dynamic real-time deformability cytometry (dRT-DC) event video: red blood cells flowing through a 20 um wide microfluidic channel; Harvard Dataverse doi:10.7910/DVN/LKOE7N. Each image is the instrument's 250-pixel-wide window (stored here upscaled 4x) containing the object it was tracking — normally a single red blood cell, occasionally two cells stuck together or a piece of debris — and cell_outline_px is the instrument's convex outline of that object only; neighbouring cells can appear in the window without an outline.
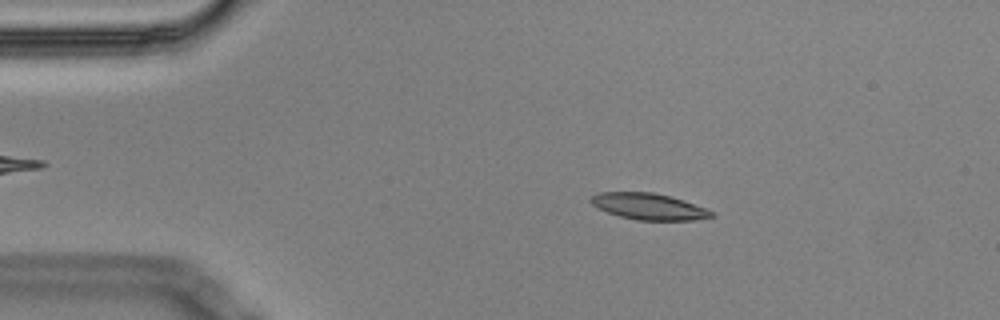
{"species": "Egyptian fruit bat (a non-hibernating species)", "species_latin": "Rousettus aegyptiacus", "temperature_condition": "cold", "stored_images_in_passage": 8, "camera_frame_rate_fps": 3000, "um_per_image_px": 0.085, "animal": {"sex": "male"}, "frame": {"image": 1, "passage_image": 2, "time_ms": 0.333, "image_size_px": [1000, 320], "cell_outline_px": [[712, 216], [692, 220], [636, 220], [620, 216], [608, 212], [592, 204], [588, 200], [592, 196], [600, 192], [652, 192], [684, 200], [704, 208], [712, 212]], "centroid_in_image_um": [55.1, 17.54], "position_along_channel_um": 29.9, "area_um2": 18.15}}
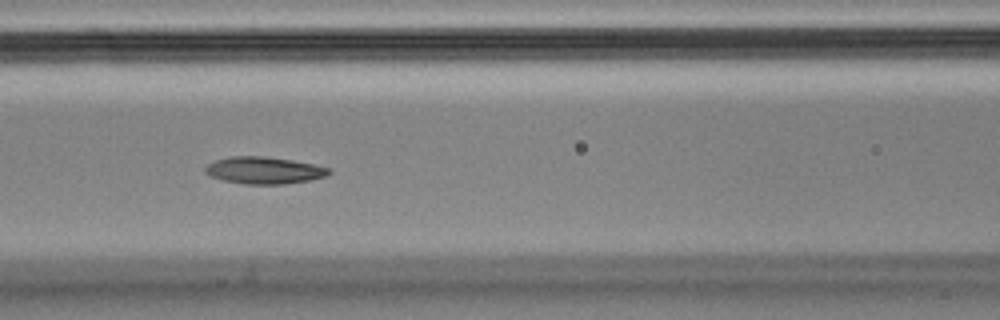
{"frame": {"image": 2, "passage_image": 6, "time_ms": 1.667, "image_size_px": [1000, 320], "cell_outline_px": [[332, 172], [328, 176], [312, 180], [284, 184], [244, 184], [224, 180], [212, 176], [204, 172], [204, 168], [208, 164], [216, 160], [228, 156], [264, 156], [292, 160], [312, 164], [328, 168]], "centroid_in_image_um": [22.46, 14.48], "position_along_channel_um": 144.1, "area_um2": 19.48}}
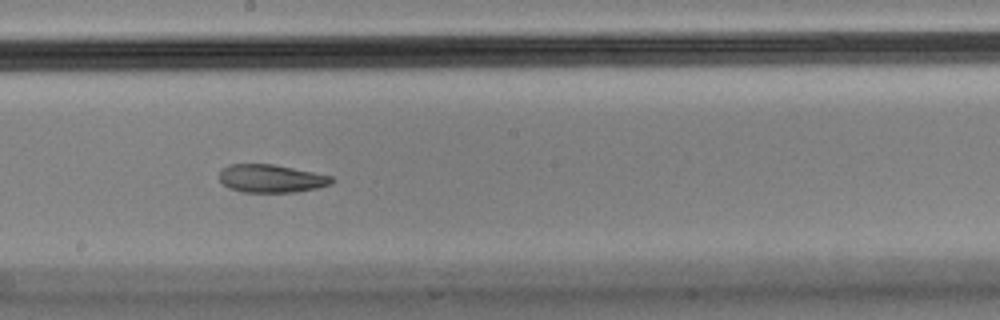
{"frame": {"image": 3, "passage_image": 8, "time_ms": 2.333, "image_size_px": [1000, 320], "cell_outline_px": [[336, 180], [332, 184], [316, 188], [296, 192], [244, 192], [228, 188], [220, 180], [220, 172], [228, 164], [272, 164], [332, 176]], "centroid_in_image_um": [23.07, 15.18], "position_along_channel_um": 225.1, "area_um2": 18.26}}